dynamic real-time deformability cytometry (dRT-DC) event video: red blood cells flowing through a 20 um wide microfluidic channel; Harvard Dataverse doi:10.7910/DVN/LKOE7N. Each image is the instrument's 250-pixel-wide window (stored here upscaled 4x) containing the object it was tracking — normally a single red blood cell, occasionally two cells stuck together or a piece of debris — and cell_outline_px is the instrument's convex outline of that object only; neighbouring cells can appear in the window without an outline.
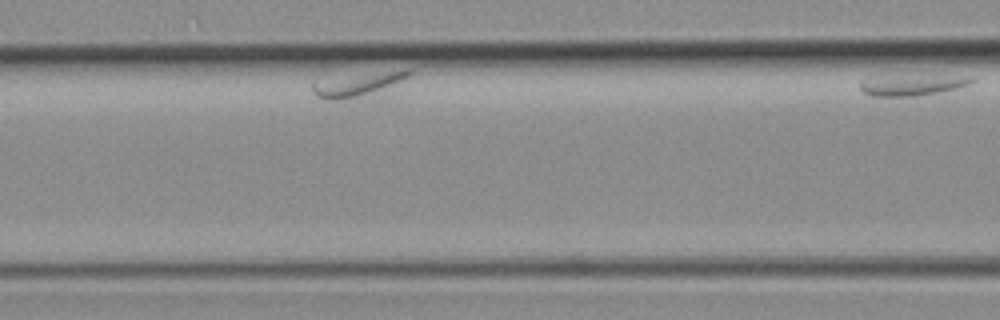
{"species": "common noctule bat (a hibernating species)", "species_latin": "Nyctalus noctula", "temperature_condition": "room temperature", "stored_images_in_passage": 10, "segment_of_instrument_passage": [2, 2], "camera_frame_rate_fps": 3000, "um_per_image_px": 0.085, "animal": {"sex": "female", "body_mass_g": 19.3, "forearm_length_mm": 54.1}, "frame": {"image": 1, "passage_image": 10, "time_ms": 3.0, "image_size_px": [1000, 320], "cell_outline_px": [[976, 80], [968, 84], [956, 88], [940, 92], [916, 96], [872, 96], [864, 92], [860, 88], [860, 80], [868, 76], [888, 72], [976, 76]], "centroid_in_image_um": [77.48, 7.12], "position_along_channel_um": 89.1, "area_um2": 15.2}}